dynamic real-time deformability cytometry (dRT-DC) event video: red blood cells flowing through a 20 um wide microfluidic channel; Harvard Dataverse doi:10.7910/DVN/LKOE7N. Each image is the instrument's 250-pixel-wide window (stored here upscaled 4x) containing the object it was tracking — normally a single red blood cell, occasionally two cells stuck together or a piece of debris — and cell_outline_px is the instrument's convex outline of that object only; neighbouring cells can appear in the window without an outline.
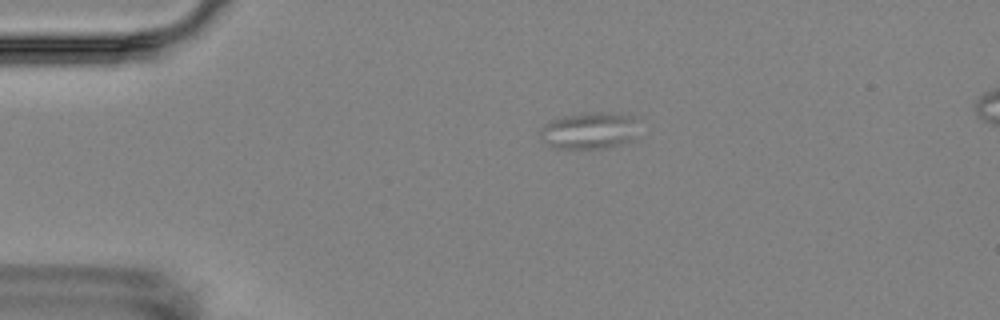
{"species": "Egyptian fruit bat (a non-hibernating species)", "species_latin": "Rousettus aegyptiacus", "temperature_condition": "room temperature", "stored_images_in_passage": 3, "camera_frame_rate_fps": 3000, "um_per_image_px": 0.085, "animal": {"sex": "female"}, "frame": {"image": 1, "passage_image": 1, "time_ms": 0.0, "image_size_px": [1000, 320], "cell_outline_px": [[632, 140], [608, 148], [552, 148], [544, 140], [540, 132], [540, 128], [552, 120], [564, 116], [588, 112], [608, 112], [632, 116]], "centroid_in_image_um": [50.01, 11.11], "position_along_channel_um": 35.0, "area_um2": 20.4}}
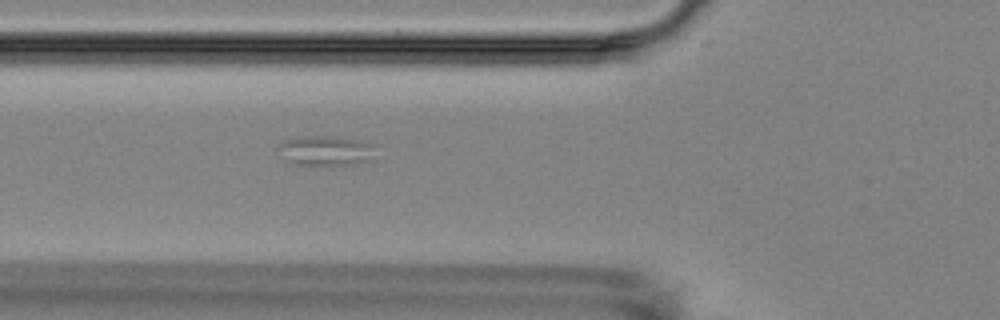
{"frame": {"image": 2, "passage_image": 3, "time_ms": 3.0, "image_size_px": [1000, 320], "cell_outline_px": [[376, 160], [352, 164], [296, 164], [288, 160], [276, 148], [280, 144], [288, 140], [308, 136], [328, 136], [356, 140], [376, 144]], "centroid_in_image_um": [27.82, 12.81], "position_along_channel_um": 98.0, "area_um2": 16.7}}